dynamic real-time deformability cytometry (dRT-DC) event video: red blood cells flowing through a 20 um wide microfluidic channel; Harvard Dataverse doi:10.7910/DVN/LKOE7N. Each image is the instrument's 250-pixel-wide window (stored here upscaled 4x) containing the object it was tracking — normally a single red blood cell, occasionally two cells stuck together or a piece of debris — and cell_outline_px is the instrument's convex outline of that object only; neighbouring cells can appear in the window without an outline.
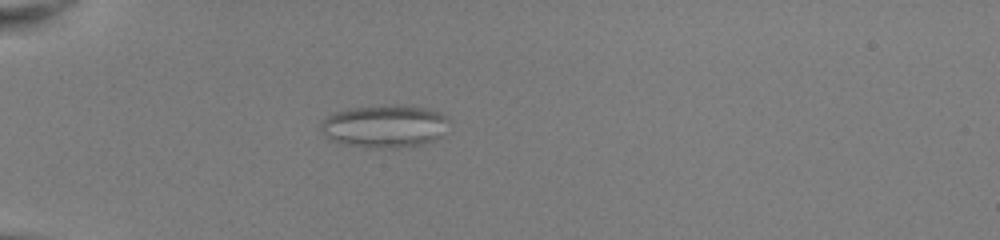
{"species": "common noctule bat (a hibernating species)", "species_latin": "Nyctalus noctula", "temperature_condition": "room temperature", "stored_images_in_passage": 39, "camera_frame_rate_fps": 3000, "um_per_image_px": 0.085, "animal": {"sex": "female", "body_mass_g": 22.0, "forearm_length_mm": 56.7}, "frame": {"image": 1, "passage_image": 3, "time_ms": 0.667, "image_size_px": [1000, 240], "cell_outline_px": [[440, 136], [424, 144], [392, 148], [368, 148], [348, 144], [336, 140], [328, 136], [324, 124], [324, 120], [328, 116], [336, 112], [352, 108], [396, 104], [424, 108], [440, 116]], "centroid_in_image_um": [32.62, 10.73], "position_along_channel_um": 52.4, "area_um2": 29.94}}
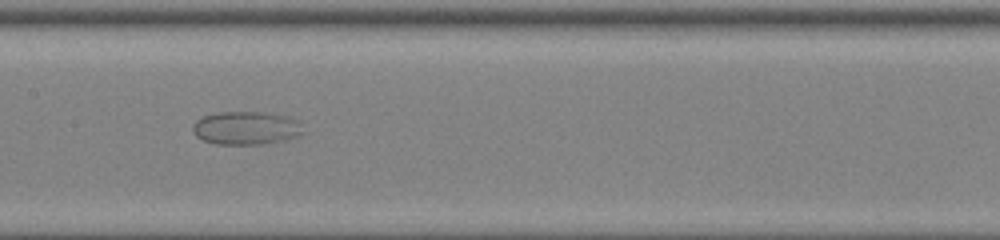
{"frame": {"image": 2, "passage_image": 15, "time_ms": 4.667, "image_size_px": [1000, 240], "cell_outline_px": [[300, 132], [292, 136], [264, 144], [216, 144], [204, 140], [196, 136], [192, 128], [192, 124], [196, 120], [204, 116], [216, 112], [264, 112], [284, 116], [292, 120]], "centroid_in_image_um": [20.72, 10.87], "position_along_channel_um": 186.7, "area_um2": 20.46}}
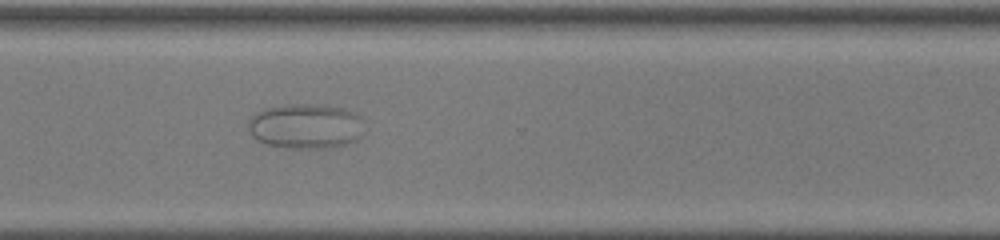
{"frame": {"image": 3, "passage_image": 27, "time_ms": 8.667, "image_size_px": [1000, 240], "cell_outline_px": [[360, 136], [356, 140], [344, 144], [320, 148], [296, 148], [268, 144], [252, 136], [248, 128], [248, 124], [252, 116], [264, 108], [288, 104], [312, 104], [340, 108], [360, 116]], "centroid_in_image_um": [25.93, 10.71], "position_along_channel_um": 344.7, "area_um2": 29.59}}